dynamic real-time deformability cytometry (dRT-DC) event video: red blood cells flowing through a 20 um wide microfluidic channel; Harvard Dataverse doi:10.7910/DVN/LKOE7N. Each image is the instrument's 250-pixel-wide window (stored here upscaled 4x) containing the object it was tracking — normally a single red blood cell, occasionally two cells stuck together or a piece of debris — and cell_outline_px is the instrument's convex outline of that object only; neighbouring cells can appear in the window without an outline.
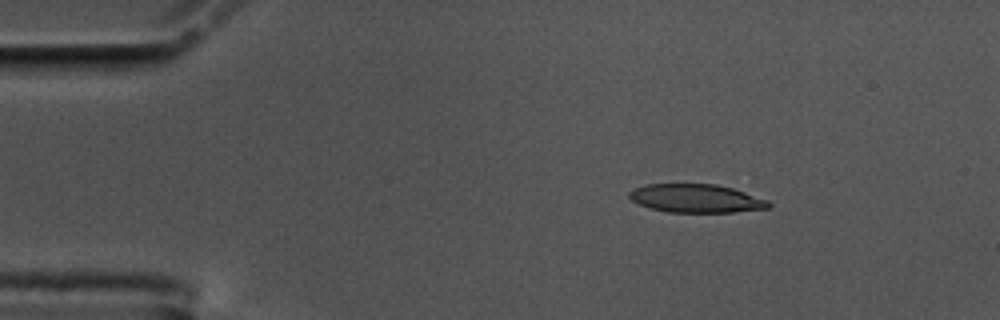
{"species": "common noctule bat (a hibernating species)", "species_latin": "Nyctalus noctula", "temperature_condition": "cold", "stored_images_in_passage": 51, "camera_frame_rate_fps": 3000, "um_per_image_px": 0.085, "animal": {"sex": "male", "body_mass_g": 17.5, "forearm_length_mm": 52.3}, "frame": {"image": 1, "passage_image": 4, "time_ms": 1.0, "image_size_px": [1000, 320], "cell_outline_px": [[772, 204], [768, 208], [732, 212], [668, 212], [652, 208], [640, 204], [632, 200], [628, 196], [628, 192], [644, 184], [716, 184], [732, 188], [768, 200]], "centroid_in_image_um": [59.17, 16.86], "position_along_channel_um": 25.8, "area_um2": 22.89}}
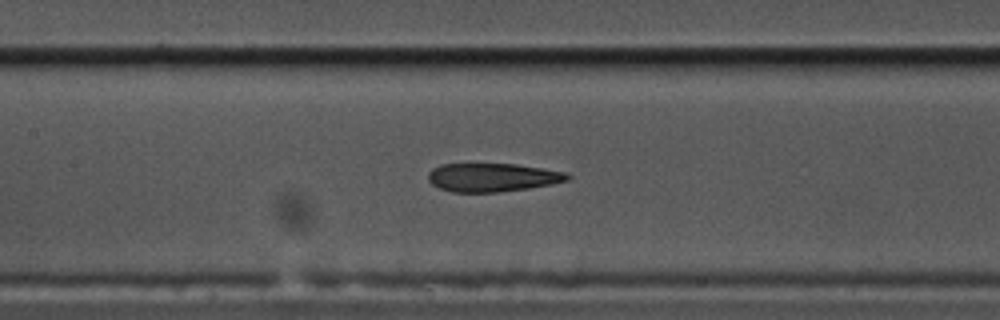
{"frame": {"image": 2, "passage_image": 21, "time_ms": 6.667, "image_size_px": [1000, 320], "cell_outline_px": [[572, 176], [568, 180], [552, 184], [528, 188], [496, 192], [452, 192], [440, 188], [432, 184], [428, 180], [428, 172], [432, 168], [440, 164], [516, 164], [568, 172]], "centroid_in_image_um": [41.86, 15.07], "position_along_channel_um": 165.5, "area_um2": 23.18}}
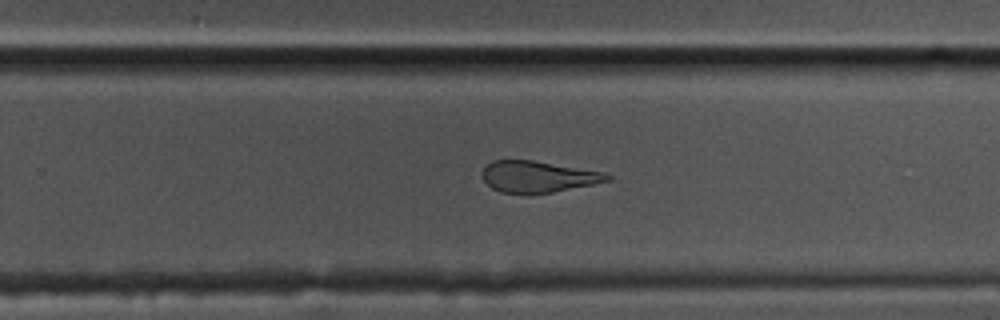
{"frame": {"image": 3, "passage_image": 31, "time_ms": 10.0, "image_size_px": [1000, 320], "cell_outline_px": [[612, 180], [552, 192], [500, 192], [492, 188], [484, 180], [484, 168], [492, 160], [532, 160], [604, 172], [612, 176]], "centroid_in_image_um": [45.76, 15.0], "position_along_channel_um": 284.0, "area_um2": 22.25}, "authors_computed_cell_mechanics": {"area_um2": 24.5072, "velocity_mm_per_s": 3.5656, "shape_relaxation_time_tau1_ms": null, "shape_relaxation_time_tau2_ms": 2.0377, "deformation_change_tau1": null, "deformation_change_tau2": 0.1064}}